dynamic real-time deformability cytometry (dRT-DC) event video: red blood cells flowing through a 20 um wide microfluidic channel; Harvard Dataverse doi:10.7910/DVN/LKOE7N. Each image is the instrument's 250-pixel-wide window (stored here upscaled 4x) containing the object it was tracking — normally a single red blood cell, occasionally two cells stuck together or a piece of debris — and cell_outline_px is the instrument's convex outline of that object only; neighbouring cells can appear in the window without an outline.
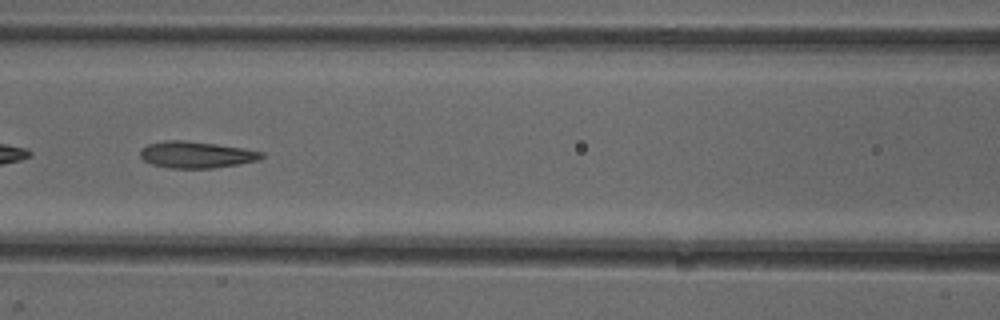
{"species": "common noctule bat (a hibernating species)", "species_latin": "Nyctalus noctula", "temperature_condition": "cold", "stored_images_in_passage": 50, "camera_frame_rate_fps": 3000, "um_per_image_px": 0.085, "animal": {"sex": "female"}, "frame": {"image": 1, "passage_image": 22, "time_ms": 7.0, "image_size_px": [1000, 320], "cell_outline_px": [[264, 156], [260, 160], [240, 164], [212, 168], [168, 168], [152, 164], [144, 160], [140, 156], [140, 148], [148, 144], [164, 140], [184, 140], [216, 144], [244, 148], [264, 152]], "centroid_in_image_um": [16.69, 13.14], "position_along_channel_um": 149.9, "area_um2": 18.96}, "authors_computed_cell_mechanics": {"area_um2": 19.2185, "velocity_mm_per_s": 4.0287, "shape_relaxation_time_tau1_ms": 5.6492, "shape_relaxation_time_tau2_ms": 1.921, "deformation_change_tau1": 0.1854, "deformation_change_tau2": 0.0998}}